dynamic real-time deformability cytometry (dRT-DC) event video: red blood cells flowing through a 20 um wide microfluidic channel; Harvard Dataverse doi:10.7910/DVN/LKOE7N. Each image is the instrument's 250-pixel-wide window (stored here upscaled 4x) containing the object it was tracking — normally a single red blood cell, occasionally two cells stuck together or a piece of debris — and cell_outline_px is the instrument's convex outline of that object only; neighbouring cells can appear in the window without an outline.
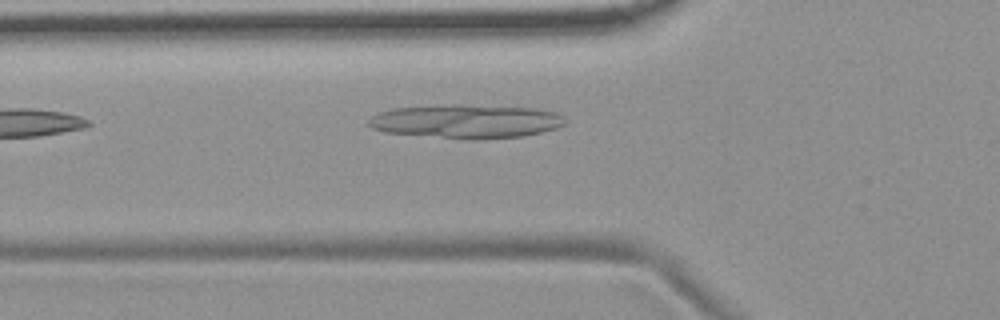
{"species": "common noctule bat (a hibernating species)", "species_latin": "Nyctalus noctula", "temperature_condition": "room temperature", "stored_images_in_passage": 6, "camera_frame_rate_fps": 3000, "um_per_image_px": 0.085, "animal": {"sex": "female", "body_mass_g": 19.9}, "frame": {"image": 1, "passage_image": 6, "time_ms": 7.0, "image_size_px": [1000, 320], "cell_outline_px": [[564, 124], [556, 128], [540, 132], [520, 136], [472, 140], [384, 132], [372, 128], [368, 124], [368, 120], [372, 116], [380, 112], [392, 108], [436, 104], [464, 104], [532, 108], [556, 112], [564, 120]], "centroid_in_image_um": [39.56, 10.3], "position_along_channel_um": 86.2, "area_um2": 38.78}}